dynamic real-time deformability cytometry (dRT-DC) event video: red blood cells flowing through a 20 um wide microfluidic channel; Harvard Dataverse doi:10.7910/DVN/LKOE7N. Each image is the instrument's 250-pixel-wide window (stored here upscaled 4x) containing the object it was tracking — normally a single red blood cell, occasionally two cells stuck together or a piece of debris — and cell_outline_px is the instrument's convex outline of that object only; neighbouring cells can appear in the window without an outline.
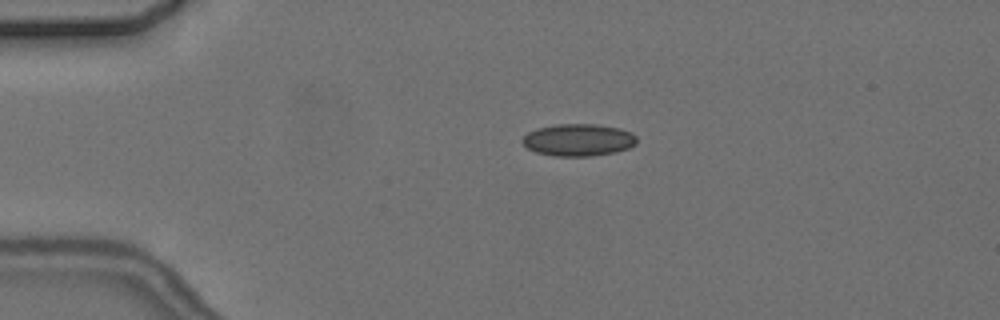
{"species": "common noctule bat (a hibernating species)", "species_latin": "Nyctalus noctula", "temperature_condition": "cold", "stored_images_in_passage": 5, "camera_frame_rate_fps": 3000, "um_per_image_px": 0.085, "animal": {"sex": "female", "body_mass_g": 24.6, "forearm_length_mm": 56.2}, "frame": {"image": 1, "passage_image": 3, "time_ms": 2.333, "image_size_px": [1000, 320], "cell_outline_px": [[636, 144], [628, 148], [616, 152], [592, 156], [552, 156], [536, 152], [528, 148], [520, 140], [528, 132], [536, 128], [556, 124], [596, 124], [620, 128], [632, 132], [636, 136]], "centroid_in_image_um": [49.16, 11.89], "position_along_channel_um": 35.8, "area_um2": 21.62}}